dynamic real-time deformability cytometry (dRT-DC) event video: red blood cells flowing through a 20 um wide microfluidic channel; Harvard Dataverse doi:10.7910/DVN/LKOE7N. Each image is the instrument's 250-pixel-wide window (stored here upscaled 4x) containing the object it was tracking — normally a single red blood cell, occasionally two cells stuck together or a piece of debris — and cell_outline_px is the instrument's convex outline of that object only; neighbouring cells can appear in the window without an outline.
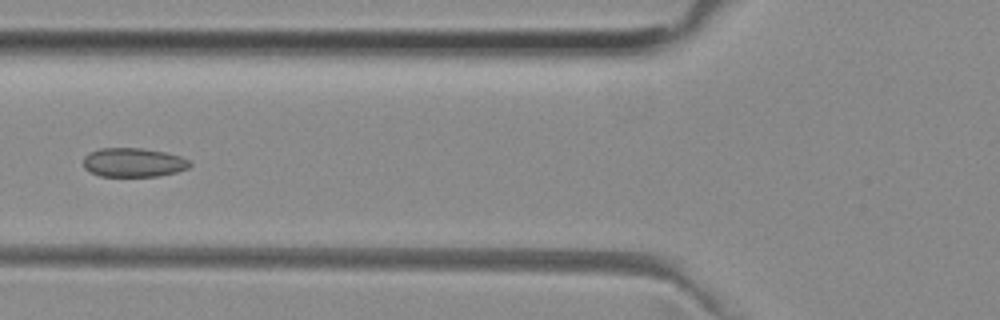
{"species": "common noctule bat (a hibernating species)", "species_latin": "Nyctalus noctula", "temperature_condition": "room temperature", "stored_images_in_passage": 7, "camera_frame_rate_fps": 3000, "um_per_image_px": 0.085, "animal": {"sex": "female", "body_mass_g": 29.2, "forearm_length_mm": 56.3}, "frame": {"image": 1, "passage_image": 5, "time_ms": 1.333, "image_size_px": [1000, 320], "cell_outline_px": [[192, 164], [188, 168], [176, 172], [160, 176], [100, 176], [84, 168], [84, 156], [88, 152], [100, 148], [140, 148], [164, 152], [180, 156], [188, 160]], "centroid_in_image_um": [11.33, 13.81], "position_along_channel_um": 114.5, "area_um2": 17.98}}
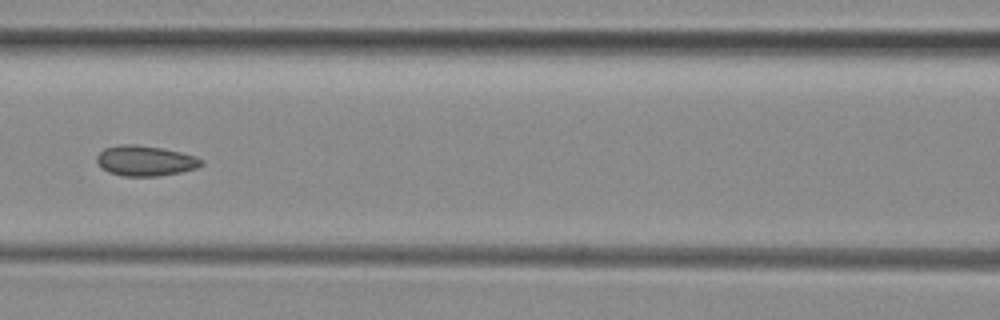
{"frame": {"image": 2, "passage_image": 6, "time_ms": 1.667, "image_size_px": [1000, 320], "cell_outline_px": [[204, 164], [196, 168], [180, 172], [156, 176], [124, 176], [108, 172], [100, 168], [96, 160], [96, 156], [104, 148], [120, 144], [136, 144], [160, 148], [180, 152], [196, 156], [204, 160]], "centroid_in_image_um": [12.33, 13.66], "position_along_channel_um": 154.3, "area_um2": 18.55}}
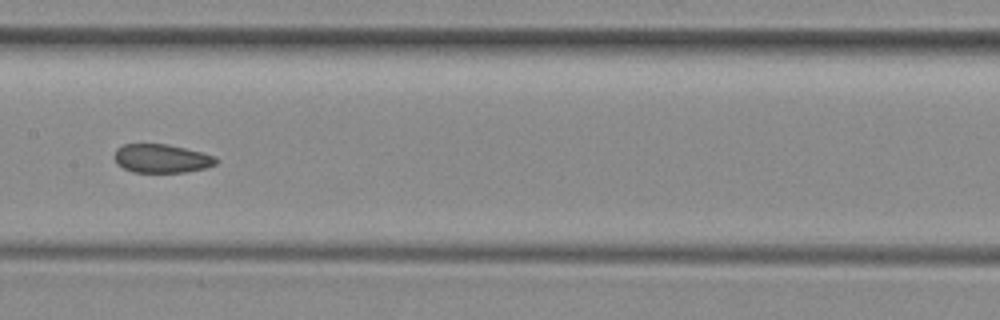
{"frame": {"image": 3, "passage_image": 7, "time_ms": 2.0, "image_size_px": [1000, 320], "cell_outline_px": [[220, 160], [216, 164], [204, 168], [184, 172], [132, 172], [116, 164], [112, 156], [116, 148], [124, 144], [168, 144], [216, 156]], "centroid_in_image_um": [13.7, 13.47], "position_along_channel_um": 193.7, "area_um2": 17.11}}